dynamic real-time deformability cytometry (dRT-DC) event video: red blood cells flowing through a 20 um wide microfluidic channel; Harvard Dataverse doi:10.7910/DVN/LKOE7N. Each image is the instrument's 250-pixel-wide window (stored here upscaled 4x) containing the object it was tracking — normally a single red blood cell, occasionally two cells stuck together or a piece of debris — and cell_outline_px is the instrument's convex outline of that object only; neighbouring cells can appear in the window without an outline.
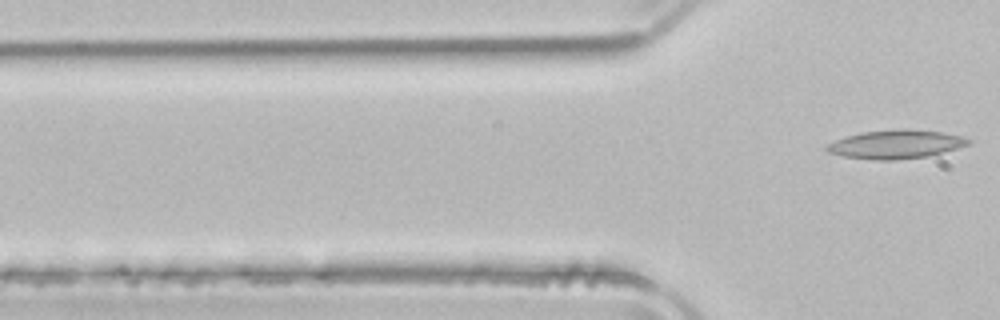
{"species": "common noctule bat (a hibernating species)", "species_latin": "Nyctalus noctula", "temperature_condition": "room temperature", "stored_images_in_passage": 5, "camera_frame_rate_fps": 3000, "um_per_image_px": 0.085, "animal": {"sex": "male", "body_mass_g": 21.5, "forearm_length_mm": 52.0}, "frame": {"image": 1, "passage_image": 5, "time_ms": 1.333, "image_size_px": [1000, 320], "cell_outline_px": [[972, 144], [928, 156], [896, 160], [876, 160], [844, 156], [828, 152], [824, 148], [828, 144], [836, 140], [848, 136], [864, 132], [900, 128], [908, 128], [940, 132], [960, 136], [972, 140]], "centroid_in_image_um": [76.18, 12.26], "position_along_channel_um": 49.6, "area_um2": 23.52}}